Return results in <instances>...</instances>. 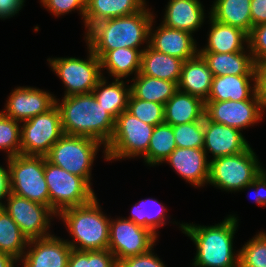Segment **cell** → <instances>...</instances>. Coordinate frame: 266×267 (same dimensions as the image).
I'll list each match as a JSON object with an SVG mask.
<instances>
[{
  "label": "cell",
  "mask_w": 266,
  "mask_h": 267,
  "mask_svg": "<svg viewBox=\"0 0 266 267\" xmlns=\"http://www.w3.org/2000/svg\"><path fill=\"white\" fill-rule=\"evenodd\" d=\"M145 5L140 11L117 18L99 21L85 34L87 46L101 59L108 51L117 48L139 49L149 40L154 16Z\"/></svg>",
  "instance_id": "6da1fadb"
},
{
  "label": "cell",
  "mask_w": 266,
  "mask_h": 267,
  "mask_svg": "<svg viewBox=\"0 0 266 267\" xmlns=\"http://www.w3.org/2000/svg\"><path fill=\"white\" fill-rule=\"evenodd\" d=\"M64 134L92 138L109 143L115 128V118L104 110L93 93L63 97L61 104L55 99Z\"/></svg>",
  "instance_id": "7a4b0ae2"
},
{
  "label": "cell",
  "mask_w": 266,
  "mask_h": 267,
  "mask_svg": "<svg viewBox=\"0 0 266 267\" xmlns=\"http://www.w3.org/2000/svg\"><path fill=\"white\" fill-rule=\"evenodd\" d=\"M180 227L195 243L194 267H239V253L233 252V238L238 227L235 215H228L212 226L182 223Z\"/></svg>",
  "instance_id": "3957f363"
},
{
  "label": "cell",
  "mask_w": 266,
  "mask_h": 267,
  "mask_svg": "<svg viewBox=\"0 0 266 267\" xmlns=\"http://www.w3.org/2000/svg\"><path fill=\"white\" fill-rule=\"evenodd\" d=\"M97 197L91 202L62 210L58 216L72 236L66 242L72 249L93 251L108 249L110 219L100 209Z\"/></svg>",
  "instance_id": "277c9868"
},
{
  "label": "cell",
  "mask_w": 266,
  "mask_h": 267,
  "mask_svg": "<svg viewBox=\"0 0 266 267\" xmlns=\"http://www.w3.org/2000/svg\"><path fill=\"white\" fill-rule=\"evenodd\" d=\"M10 193L50 208L44 176V156L16 155L7 158Z\"/></svg>",
  "instance_id": "5b68a950"
},
{
  "label": "cell",
  "mask_w": 266,
  "mask_h": 267,
  "mask_svg": "<svg viewBox=\"0 0 266 267\" xmlns=\"http://www.w3.org/2000/svg\"><path fill=\"white\" fill-rule=\"evenodd\" d=\"M44 176L50 196V209L56 215L67 208L85 205L96 197L84 178L53 165L45 157Z\"/></svg>",
  "instance_id": "8992f818"
},
{
  "label": "cell",
  "mask_w": 266,
  "mask_h": 267,
  "mask_svg": "<svg viewBox=\"0 0 266 267\" xmlns=\"http://www.w3.org/2000/svg\"><path fill=\"white\" fill-rule=\"evenodd\" d=\"M254 150L210 160L208 183L226 191H239L252 183L263 170Z\"/></svg>",
  "instance_id": "52a82bcc"
},
{
  "label": "cell",
  "mask_w": 266,
  "mask_h": 267,
  "mask_svg": "<svg viewBox=\"0 0 266 267\" xmlns=\"http://www.w3.org/2000/svg\"><path fill=\"white\" fill-rule=\"evenodd\" d=\"M154 128L125 110L115 119L113 135L103 152L105 159L144 157Z\"/></svg>",
  "instance_id": "ba28073f"
},
{
  "label": "cell",
  "mask_w": 266,
  "mask_h": 267,
  "mask_svg": "<svg viewBox=\"0 0 266 267\" xmlns=\"http://www.w3.org/2000/svg\"><path fill=\"white\" fill-rule=\"evenodd\" d=\"M102 143L82 136L64 134L49 150L46 160L91 185V167Z\"/></svg>",
  "instance_id": "9c48e42d"
},
{
  "label": "cell",
  "mask_w": 266,
  "mask_h": 267,
  "mask_svg": "<svg viewBox=\"0 0 266 267\" xmlns=\"http://www.w3.org/2000/svg\"><path fill=\"white\" fill-rule=\"evenodd\" d=\"M87 49H89V55L86 60L75 57L47 59L51 69L63 81L66 88L64 97L92 93L103 77L100 59L89 47Z\"/></svg>",
  "instance_id": "30bf717a"
},
{
  "label": "cell",
  "mask_w": 266,
  "mask_h": 267,
  "mask_svg": "<svg viewBox=\"0 0 266 267\" xmlns=\"http://www.w3.org/2000/svg\"><path fill=\"white\" fill-rule=\"evenodd\" d=\"M63 135L60 112L54 105L47 112L23 121L20 154L45 157Z\"/></svg>",
  "instance_id": "8fae6325"
},
{
  "label": "cell",
  "mask_w": 266,
  "mask_h": 267,
  "mask_svg": "<svg viewBox=\"0 0 266 267\" xmlns=\"http://www.w3.org/2000/svg\"><path fill=\"white\" fill-rule=\"evenodd\" d=\"M157 238L150 230L129 219L110 220L108 249L116 257L117 262L149 251Z\"/></svg>",
  "instance_id": "7c38bea8"
},
{
  "label": "cell",
  "mask_w": 266,
  "mask_h": 267,
  "mask_svg": "<svg viewBox=\"0 0 266 267\" xmlns=\"http://www.w3.org/2000/svg\"><path fill=\"white\" fill-rule=\"evenodd\" d=\"M6 201L7 206L3 204L1 207L17 223L28 240L51 235L47 232L51 223L50 217L57 215L48 206L13 193H9Z\"/></svg>",
  "instance_id": "4fadbf2b"
},
{
  "label": "cell",
  "mask_w": 266,
  "mask_h": 267,
  "mask_svg": "<svg viewBox=\"0 0 266 267\" xmlns=\"http://www.w3.org/2000/svg\"><path fill=\"white\" fill-rule=\"evenodd\" d=\"M264 108L260 100L205 102L204 116L212 122L242 131L261 120Z\"/></svg>",
  "instance_id": "5bb4252c"
},
{
  "label": "cell",
  "mask_w": 266,
  "mask_h": 267,
  "mask_svg": "<svg viewBox=\"0 0 266 267\" xmlns=\"http://www.w3.org/2000/svg\"><path fill=\"white\" fill-rule=\"evenodd\" d=\"M6 116L19 122L26 121L47 112L55 105V96L49 92L33 87H17L8 97Z\"/></svg>",
  "instance_id": "9a60e30c"
},
{
  "label": "cell",
  "mask_w": 266,
  "mask_h": 267,
  "mask_svg": "<svg viewBox=\"0 0 266 267\" xmlns=\"http://www.w3.org/2000/svg\"><path fill=\"white\" fill-rule=\"evenodd\" d=\"M21 261L22 267H68L71 246L53 234L31 239Z\"/></svg>",
  "instance_id": "2e32d148"
},
{
  "label": "cell",
  "mask_w": 266,
  "mask_h": 267,
  "mask_svg": "<svg viewBox=\"0 0 266 267\" xmlns=\"http://www.w3.org/2000/svg\"><path fill=\"white\" fill-rule=\"evenodd\" d=\"M249 146L240 130L209 121L204 116L203 149L206 155L208 151L213 155L212 159L236 155L245 151Z\"/></svg>",
  "instance_id": "e0dca14e"
},
{
  "label": "cell",
  "mask_w": 266,
  "mask_h": 267,
  "mask_svg": "<svg viewBox=\"0 0 266 267\" xmlns=\"http://www.w3.org/2000/svg\"><path fill=\"white\" fill-rule=\"evenodd\" d=\"M149 30V46L154 50L183 61L195 57L199 50L191 33L164 26L162 23L157 30Z\"/></svg>",
  "instance_id": "ac0fdd59"
},
{
  "label": "cell",
  "mask_w": 266,
  "mask_h": 267,
  "mask_svg": "<svg viewBox=\"0 0 266 267\" xmlns=\"http://www.w3.org/2000/svg\"><path fill=\"white\" fill-rule=\"evenodd\" d=\"M194 187L208 184L210 161L203 148H178L164 160Z\"/></svg>",
  "instance_id": "d6986e66"
},
{
  "label": "cell",
  "mask_w": 266,
  "mask_h": 267,
  "mask_svg": "<svg viewBox=\"0 0 266 267\" xmlns=\"http://www.w3.org/2000/svg\"><path fill=\"white\" fill-rule=\"evenodd\" d=\"M213 73L206 61L198 53L195 57L183 62L178 90L189 93L206 102L213 82Z\"/></svg>",
  "instance_id": "ffe728a7"
},
{
  "label": "cell",
  "mask_w": 266,
  "mask_h": 267,
  "mask_svg": "<svg viewBox=\"0 0 266 267\" xmlns=\"http://www.w3.org/2000/svg\"><path fill=\"white\" fill-rule=\"evenodd\" d=\"M203 8L200 0H169L162 24L192 34L204 22Z\"/></svg>",
  "instance_id": "44dd1931"
},
{
  "label": "cell",
  "mask_w": 266,
  "mask_h": 267,
  "mask_svg": "<svg viewBox=\"0 0 266 267\" xmlns=\"http://www.w3.org/2000/svg\"><path fill=\"white\" fill-rule=\"evenodd\" d=\"M251 81L254 82L253 87ZM228 100H259L256 95L255 76H214L206 102Z\"/></svg>",
  "instance_id": "7402d4cb"
},
{
  "label": "cell",
  "mask_w": 266,
  "mask_h": 267,
  "mask_svg": "<svg viewBox=\"0 0 266 267\" xmlns=\"http://www.w3.org/2000/svg\"><path fill=\"white\" fill-rule=\"evenodd\" d=\"M247 51L232 53L199 52V54L206 61L213 76H255V62L250 49Z\"/></svg>",
  "instance_id": "603a6c76"
},
{
  "label": "cell",
  "mask_w": 266,
  "mask_h": 267,
  "mask_svg": "<svg viewBox=\"0 0 266 267\" xmlns=\"http://www.w3.org/2000/svg\"><path fill=\"white\" fill-rule=\"evenodd\" d=\"M164 122L171 126L200 121L204 118L205 102L177 90L164 104Z\"/></svg>",
  "instance_id": "cb8c5ba5"
},
{
  "label": "cell",
  "mask_w": 266,
  "mask_h": 267,
  "mask_svg": "<svg viewBox=\"0 0 266 267\" xmlns=\"http://www.w3.org/2000/svg\"><path fill=\"white\" fill-rule=\"evenodd\" d=\"M145 5V0H86L85 28L88 30L99 21L134 14Z\"/></svg>",
  "instance_id": "d4e9b609"
},
{
  "label": "cell",
  "mask_w": 266,
  "mask_h": 267,
  "mask_svg": "<svg viewBox=\"0 0 266 267\" xmlns=\"http://www.w3.org/2000/svg\"><path fill=\"white\" fill-rule=\"evenodd\" d=\"M146 44V48L141 53L140 73L161 80L172 81L178 85L184 61L154 50L149 46V41Z\"/></svg>",
  "instance_id": "484cf974"
},
{
  "label": "cell",
  "mask_w": 266,
  "mask_h": 267,
  "mask_svg": "<svg viewBox=\"0 0 266 267\" xmlns=\"http://www.w3.org/2000/svg\"><path fill=\"white\" fill-rule=\"evenodd\" d=\"M211 29L208 34V44L199 50V52H214V53H232L244 51L243 43L247 42L248 34L243 30L220 23L211 16Z\"/></svg>",
  "instance_id": "4316f807"
},
{
  "label": "cell",
  "mask_w": 266,
  "mask_h": 267,
  "mask_svg": "<svg viewBox=\"0 0 266 267\" xmlns=\"http://www.w3.org/2000/svg\"><path fill=\"white\" fill-rule=\"evenodd\" d=\"M250 3L251 0H215L209 14L216 21L237 27L249 35L253 28Z\"/></svg>",
  "instance_id": "83f0119b"
},
{
  "label": "cell",
  "mask_w": 266,
  "mask_h": 267,
  "mask_svg": "<svg viewBox=\"0 0 266 267\" xmlns=\"http://www.w3.org/2000/svg\"><path fill=\"white\" fill-rule=\"evenodd\" d=\"M92 93L104 110L116 119L121 113L127 110L131 86L125 87L122 79H115L111 84L107 85V81L103 75Z\"/></svg>",
  "instance_id": "f1b7e54d"
},
{
  "label": "cell",
  "mask_w": 266,
  "mask_h": 267,
  "mask_svg": "<svg viewBox=\"0 0 266 267\" xmlns=\"http://www.w3.org/2000/svg\"><path fill=\"white\" fill-rule=\"evenodd\" d=\"M144 49L117 48L108 51L101 59V70L107 69L115 79H124L141 70V53Z\"/></svg>",
  "instance_id": "f546056e"
},
{
  "label": "cell",
  "mask_w": 266,
  "mask_h": 267,
  "mask_svg": "<svg viewBox=\"0 0 266 267\" xmlns=\"http://www.w3.org/2000/svg\"><path fill=\"white\" fill-rule=\"evenodd\" d=\"M131 93L144 101L165 104L178 90L175 82L142 75L140 72L132 78Z\"/></svg>",
  "instance_id": "4dcf8cb0"
},
{
  "label": "cell",
  "mask_w": 266,
  "mask_h": 267,
  "mask_svg": "<svg viewBox=\"0 0 266 267\" xmlns=\"http://www.w3.org/2000/svg\"><path fill=\"white\" fill-rule=\"evenodd\" d=\"M28 242V238L22 233L17 223L0 207V252L9 254L20 261Z\"/></svg>",
  "instance_id": "1f68e13d"
},
{
  "label": "cell",
  "mask_w": 266,
  "mask_h": 267,
  "mask_svg": "<svg viewBox=\"0 0 266 267\" xmlns=\"http://www.w3.org/2000/svg\"><path fill=\"white\" fill-rule=\"evenodd\" d=\"M176 147L173 126L165 122L158 124L151 135L144 161L150 166L159 165L164 162Z\"/></svg>",
  "instance_id": "d6a6232c"
},
{
  "label": "cell",
  "mask_w": 266,
  "mask_h": 267,
  "mask_svg": "<svg viewBox=\"0 0 266 267\" xmlns=\"http://www.w3.org/2000/svg\"><path fill=\"white\" fill-rule=\"evenodd\" d=\"M166 209L155 199H143L135 204L128 219L158 236L156 230L165 224Z\"/></svg>",
  "instance_id": "836d02e7"
},
{
  "label": "cell",
  "mask_w": 266,
  "mask_h": 267,
  "mask_svg": "<svg viewBox=\"0 0 266 267\" xmlns=\"http://www.w3.org/2000/svg\"><path fill=\"white\" fill-rule=\"evenodd\" d=\"M68 267H118V262L109 249L93 251L72 249Z\"/></svg>",
  "instance_id": "e575fe53"
},
{
  "label": "cell",
  "mask_w": 266,
  "mask_h": 267,
  "mask_svg": "<svg viewBox=\"0 0 266 267\" xmlns=\"http://www.w3.org/2000/svg\"><path fill=\"white\" fill-rule=\"evenodd\" d=\"M127 111L140 121L156 126L164 123V105L136 98L132 93L128 99Z\"/></svg>",
  "instance_id": "d590c367"
},
{
  "label": "cell",
  "mask_w": 266,
  "mask_h": 267,
  "mask_svg": "<svg viewBox=\"0 0 266 267\" xmlns=\"http://www.w3.org/2000/svg\"><path fill=\"white\" fill-rule=\"evenodd\" d=\"M237 252L239 267H266V233H258Z\"/></svg>",
  "instance_id": "8d00e7d4"
},
{
  "label": "cell",
  "mask_w": 266,
  "mask_h": 267,
  "mask_svg": "<svg viewBox=\"0 0 266 267\" xmlns=\"http://www.w3.org/2000/svg\"><path fill=\"white\" fill-rule=\"evenodd\" d=\"M20 127L19 121L6 116L2 111L0 112V150H6L8 158L20 154Z\"/></svg>",
  "instance_id": "74e56055"
},
{
  "label": "cell",
  "mask_w": 266,
  "mask_h": 267,
  "mask_svg": "<svg viewBox=\"0 0 266 267\" xmlns=\"http://www.w3.org/2000/svg\"><path fill=\"white\" fill-rule=\"evenodd\" d=\"M174 140L178 148H203L204 118L200 121L173 126Z\"/></svg>",
  "instance_id": "f35d334b"
},
{
  "label": "cell",
  "mask_w": 266,
  "mask_h": 267,
  "mask_svg": "<svg viewBox=\"0 0 266 267\" xmlns=\"http://www.w3.org/2000/svg\"><path fill=\"white\" fill-rule=\"evenodd\" d=\"M248 41L247 49H250L254 62L266 60V23L253 27Z\"/></svg>",
  "instance_id": "ab89813d"
},
{
  "label": "cell",
  "mask_w": 266,
  "mask_h": 267,
  "mask_svg": "<svg viewBox=\"0 0 266 267\" xmlns=\"http://www.w3.org/2000/svg\"><path fill=\"white\" fill-rule=\"evenodd\" d=\"M41 3L56 17L76 9L84 19L86 12V0H41Z\"/></svg>",
  "instance_id": "60d3db41"
},
{
  "label": "cell",
  "mask_w": 266,
  "mask_h": 267,
  "mask_svg": "<svg viewBox=\"0 0 266 267\" xmlns=\"http://www.w3.org/2000/svg\"><path fill=\"white\" fill-rule=\"evenodd\" d=\"M153 248L149 251L136 256L124 258L118 262V267H166L162 260L152 253Z\"/></svg>",
  "instance_id": "b9f144b4"
},
{
  "label": "cell",
  "mask_w": 266,
  "mask_h": 267,
  "mask_svg": "<svg viewBox=\"0 0 266 267\" xmlns=\"http://www.w3.org/2000/svg\"><path fill=\"white\" fill-rule=\"evenodd\" d=\"M255 88L257 98L266 109V60L255 63Z\"/></svg>",
  "instance_id": "7bdbcfd3"
},
{
  "label": "cell",
  "mask_w": 266,
  "mask_h": 267,
  "mask_svg": "<svg viewBox=\"0 0 266 267\" xmlns=\"http://www.w3.org/2000/svg\"><path fill=\"white\" fill-rule=\"evenodd\" d=\"M255 190V202L260 206H266V171L263 169L260 174L243 189Z\"/></svg>",
  "instance_id": "ee69618b"
},
{
  "label": "cell",
  "mask_w": 266,
  "mask_h": 267,
  "mask_svg": "<svg viewBox=\"0 0 266 267\" xmlns=\"http://www.w3.org/2000/svg\"><path fill=\"white\" fill-rule=\"evenodd\" d=\"M250 11L253 27L266 23V0H251Z\"/></svg>",
  "instance_id": "f6af8a7d"
},
{
  "label": "cell",
  "mask_w": 266,
  "mask_h": 267,
  "mask_svg": "<svg viewBox=\"0 0 266 267\" xmlns=\"http://www.w3.org/2000/svg\"><path fill=\"white\" fill-rule=\"evenodd\" d=\"M24 5V0H0V19L16 15Z\"/></svg>",
  "instance_id": "bcb514c9"
},
{
  "label": "cell",
  "mask_w": 266,
  "mask_h": 267,
  "mask_svg": "<svg viewBox=\"0 0 266 267\" xmlns=\"http://www.w3.org/2000/svg\"><path fill=\"white\" fill-rule=\"evenodd\" d=\"M10 193L9 170L0 166V207L3 205L2 199H5Z\"/></svg>",
  "instance_id": "7dc6e473"
},
{
  "label": "cell",
  "mask_w": 266,
  "mask_h": 267,
  "mask_svg": "<svg viewBox=\"0 0 266 267\" xmlns=\"http://www.w3.org/2000/svg\"><path fill=\"white\" fill-rule=\"evenodd\" d=\"M17 261L13 256L0 252V267H15Z\"/></svg>",
  "instance_id": "c3c4849f"
}]
</instances>
